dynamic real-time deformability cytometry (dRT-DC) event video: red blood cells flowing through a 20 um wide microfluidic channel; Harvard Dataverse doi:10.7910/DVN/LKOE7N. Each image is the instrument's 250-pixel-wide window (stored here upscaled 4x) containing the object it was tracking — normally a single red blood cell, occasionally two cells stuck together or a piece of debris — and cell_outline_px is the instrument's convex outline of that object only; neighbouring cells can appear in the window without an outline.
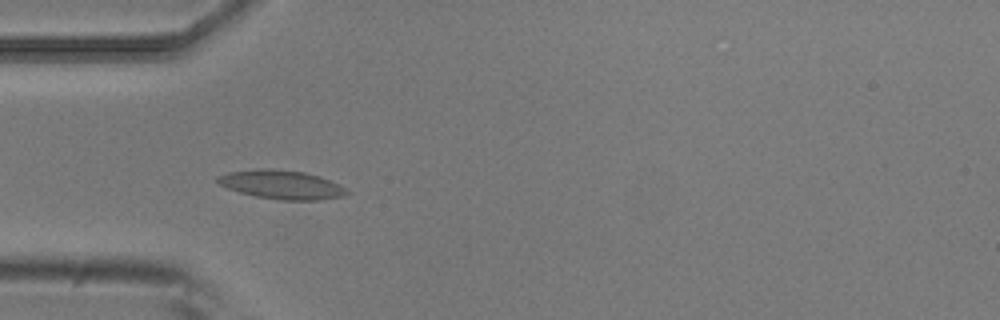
{"species": "common noctule bat (a hibernating species)", "species_latin": "Nyctalus noctula", "temperature_condition": "room temperature", "stored_images_in_passage": 5, "camera_frame_rate_fps": 3000, "um_per_image_px": 0.085, "animal": {"sex": "male", "body_mass_g": 20.5, "forearm_length_mm": 52.5}, "frame": {"image": 1, "passage_image": 2, "time_ms": 0.333, "image_size_px": [1000, 320], "cell_outline_px": [[352, 192], [344, 196], [320, 200], [280, 200], [256, 196], [240, 192], [216, 184], [216, 176], [228, 172], [260, 168], [272, 168], [304, 172], [320, 176], [340, 184], [348, 188]], "centroid_in_image_um": [23.96, 15.69], "position_along_channel_um": 61.0, "area_um2": 22.08}}
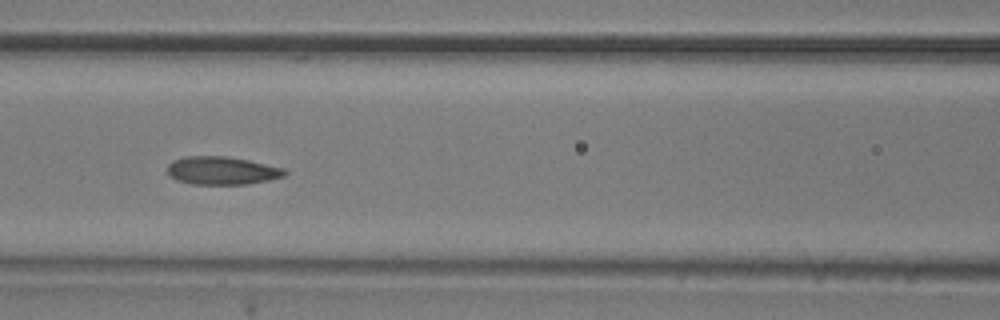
{"frame": {"image": 2, "passage_image": 4, "time_ms": 1.0, "image_size_px": [1000, 320], "cell_outline_px": [[288, 172], [284, 176], [268, 180], [248, 184], [192, 184], [176, 180], [168, 176], [168, 164], [172, 160], [184, 156], [224, 156], [248, 160], [284, 168]], "centroid_in_image_um": [18.83, 14.5], "position_along_channel_um": 147.8, "area_um2": 19.25}}
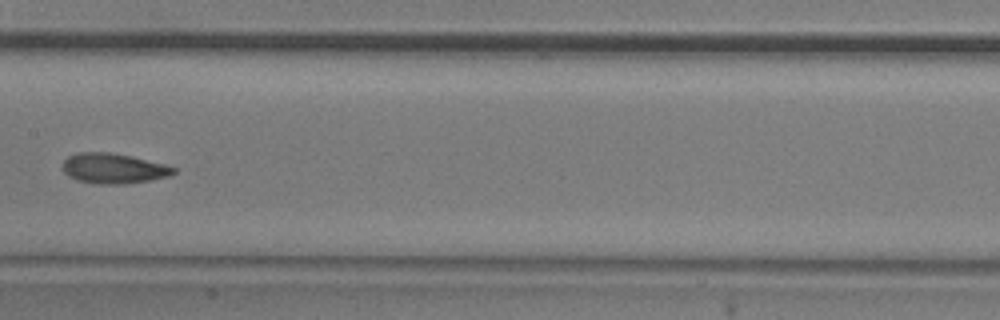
{"frame": {"image": 3, "passage_image": 5, "time_ms": 1.333, "image_size_px": [1000, 320], "cell_outline_px": [[176, 172], [168, 176], [148, 180], [124, 184], [96, 184], [76, 180], [68, 176], [64, 172], [64, 160], [68, 156], [76, 152], [112, 152], [132, 156], [164, 164], [176, 168]], "centroid_in_image_um": [9.63, 14.31], "position_along_channel_um": 197.8, "area_um2": 19.54}}